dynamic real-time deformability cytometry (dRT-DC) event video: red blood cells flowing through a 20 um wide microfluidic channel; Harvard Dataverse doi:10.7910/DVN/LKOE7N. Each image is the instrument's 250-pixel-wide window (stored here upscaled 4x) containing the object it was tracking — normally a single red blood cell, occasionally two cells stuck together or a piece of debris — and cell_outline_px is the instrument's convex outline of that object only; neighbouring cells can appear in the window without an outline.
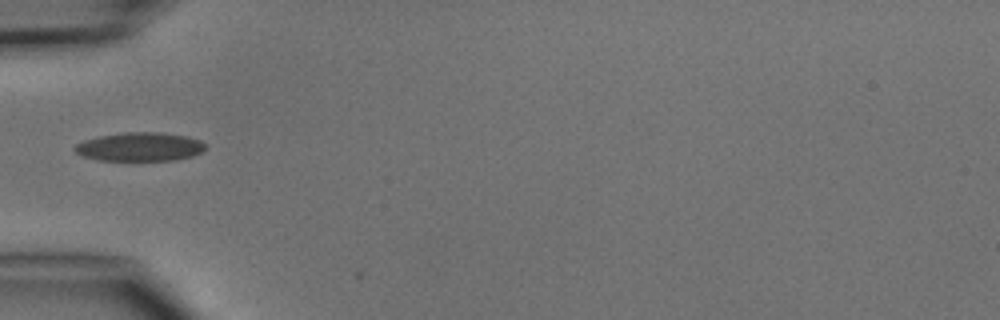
{"species": "common noctule bat (a hibernating species)", "species_latin": "Nyctalus noctula", "temperature_condition": "cold", "stored_images_in_passage": 1, "camera_frame_rate_fps": 3000, "um_per_image_px": 0.085, "animal": {"sex": "male", "body_mass_g": 15.6}, "frame": {"image": 1, "passage_image": 1, "time_ms": 0.0, "image_size_px": [1000, 320], "cell_outline_px": [[208, 144], [204, 152], [192, 156], [176, 160], [100, 160], [84, 156], [76, 152], [72, 148], [76, 144], [84, 140], [100, 136], [124, 132], [160, 132], [188, 136], [200, 140]], "centroid_in_image_um": [11.95, 12.47], "position_along_channel_um": 73.1, "area_um2": 22.02}}